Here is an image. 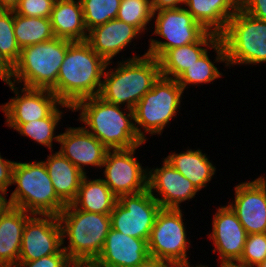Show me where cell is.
<instances>
[{"label":"cell","mask_w":266,"mask_h":267,"mask_svg":"<svg viewBox=\"0 0 266 267\" xmlns=\"http://www.w3.org/2000/svg\"><path fill=\"white\" fill-rule=\"evenodd\" d=\"M110 65L86 42H73L67 49L50 89L62 103L72 107L84 98L98 96L104 71Z\"/></svg>","instance_id":"6da1fadb"},{"label":"cell","mask_w":266,"mask_h":267,"mask_svg":"<svg viewBox=\"0 0 266 267\" xmlns=\"http://www.w3.org/2000/svg\"><path fill=\"white\" fill-rule=\"evenodd\" d=\"M120 108L93 96L79 100L72 111H81L79 119L89 127L84 128L107 149L140 147L144 142L136 132L135 123H132L133 109H128L126 114Z\"/></svg>","instance_id":"7a4b0ae2"},{"label":"cell","mask_w":266,"mask_h":267,"mask_svg":"<svg viewBox=\"0 0 266 267\" xmlns=\"http://www.w3.org/2000/svg\"><path fill=\"white\" fill-rule=\"evenodd\" d=\"M160 76L158 59L146 53L134 56L120 62L115 70L104 72L98 96L110 104L126 103L127 110L134 109Z\"/></svg>","instance_id":"3957f363"},{"label":"cell","mask_w":266,"mask_h":267,"mask_svg":"<svg viewBox=\"0 0 266 267\" xmlns=\"http://www.w3.org/2000/svg\"><path fill=\"white\" fill-rule=\"evenodd\" d=\"M62 244L66 236L69 245L62 247L72 262H94L100 255L111 228L110 214L86 212L66 204L57 216Z\"/></svg>","instance_id":"277c9868"},{"label":"cell","mask_w":266,"mask_h":267,"mask_svg":"<svg viewBox=\"0 0 266 267\" xmlns=\"http://www.w3.org/2000/svg\"><path fill=\"white\" fill-rule=\"evenodd\" d=\"M17 184L8 200L9 205L36 215H56L66 204L55 193L43 161L16 162L12 184Z\"/></svg>","instance_id":"5b68a950"},{"label":"cell","mask_w":266,"mask_h":267,"mask_svg":"<svg viewBox=\"0 0 266 267\" xmlns=\"http://www.w3.org/2000/svg\"><path fill=\"white\" fill-rule=\"evenodd\" d=\"M73 42L54 39L22 48L18 61L13 65V81L23 87L51 89L57 82L58 72L68 47Z\"/></svg>","instance_id":"8992f818"},{"label":"cell","mask_w":266,"mask_h":267,"mask_svg":"<svg viewBox=\"0 0 266 267\" xmlns=\"http://www.w3.org/2000/svg\"><path fill=\"white\" fill-rule=\"evenodd\" d=\"M226 50V65L266 62V21L241 8L228 20L220 35Z\"/></svg>","instance_id":"52a82bcc"},{"label":"cell","mask_w":266,"mask_h":267,"mask_svg":"<svg viewBox=\"0 0 266 267\" xmlns=\"http://www.w3.org/2000/svg\"><path fill=\"white\" fill-rule=\"evenodd\" d=\"M182 87L176 79L160 76L136 104L134 111L135 129L140 139L145 143V134H161L164 127L177 115L181 104ZM143 127L144 132L139 128Z\"/></svg>","instance_id":"ba28073f"},{"label":"cell","mask_w":266,"mask_h":267,"mask_svg":"<svg viewBox=\"0 0 266 267\" xmlns=\"http://www.w3.org/2000/svg\"><path fill=\"white\" fill-rule=\"evenodd\" d=\"M182 218L183 214L180 208H161L159 210L147 242L150 257L165 260L173 267H190L186 255L190 243H187Z\"/></svg>","instance_id":"9c48e42d"},{"label":"cell","mask_w":266,"mask_h":267,"mask_svg":"<svg viewBox=\"0 0 266 267\" xmlns=\"http://www.w3.org/2000/svg\"><path fill=\"white\" fill-rule=\"evenodd\" d=\"M161 206L148 189L122 195L110 213L111 228L125 235L148 242L156 215Z\"/></svg>","instance_id":"30bf717a"},{"label":"cell","mask_w":266,"mask_h":267,"mask_svg":"<svg viewBox=\"0 0 266 267\" xmlns=\"http://www.w3.org/2000/svg\"><path fill=\"white\" fill-rule=\"evenodd\" d=\"M155 20V35L167 41L150 40L146 54L160 59L169 49L197 42L207 31L194 19L186 8L162 9Z\"/></svg>","instance_id":"8fae6325"},{"label":"cell","mask_w":266,"mask_h":267,"mask_svg":"<svg viewBox=\"0 0 266 267\" xmlns=\"http://www.w3.org/2000/svg\"><path fill=\"white\" fill-rule=\"evenodd\" d=\"M136 148L108 149L105 155L102 167L106 178L102 180L117 198L147 189L148 170L133 156Z\"/></svg>","instance_id":"7c38bea8"},{"label":"cell","mask_w":266,"mask_h":267,"mask_svg":"<svg viewBox=\"0 0 266 267\" xmlns=\"http://www.w3.org/2000/svg\"><path fill=\"white\" fill-rule=\"evenodd\" d=\"M43 217V218H42ZM63 246L61 226L56 215L31 216L24 226L18 262L37 260L58 253Z\"/></svg>","instance_id":"4fadbf2b"},{"label":"cell","mask_w":266,"mask_h":267,"mask_svg":"<svg viewBox=\"0 0 266 267\" xmlns=\"http://www.w3.org/2000/svg\"><path fill=\"white\" fill-rule=\"evenodd\" d=\"M14 85L11 83L8 86L17 96L1 106L7 123H27L32 120H40L47 117L57 105L72 110L71 105L62 103L50 89L23 87L22 95H20L18 87Z\"/></svg>","instance_id":"5bb4252c"},{"label":"cell","mask_w":266,"mask_h":267,"mask_svg":"<svg viewBox=\"0 0 266 267\" xmlns=\"http://www.w3.org/2000/svg\"><path fill=\"white\" fill-rule=\"evenodd\" d=\"M234 205L229 207L249 234L266 233V179L262 176L235 187Z\"/></svg>","instance_id":"9a60e30c"},{"label":"cell","mask_w":266,"mask_h":267,"mask_svg":"<svg viewBox=\"0 0 266 267\" xmlns=\"http://www.w3.org/2000/svg\"><path fill=\"white\" fill-rule=\"evenodd\" d=\"M147 172V189L159 202L161 208L179 209L181 202L194 198L199 191L189 179L165 159L161 168ZM153 189L158 192L160 198L154 195Z\"/></svg>","instance_id":"2e32d148"},{"label":"cell","mask_w":266,"mask_h":267,"mask_svg":"<svg viewBox=\"0 0 266 267\" xmlns=\"http://www.w3.org/2000/svg\"><path fill=\"white\" fill-rule=\"evenodd\" d=\"M206 46L216 51L217 62H227L226 50L220 36L207 31L197 42L169 49L159 59L161 76L177 79L208 50Z\"/></svg>","instance_id":"e0dca14e"},{"label":"cell","mask_w":266,"mask_h":267,"mask_svg":"<svg viewBox=\"0 0 266 267\" xmlns=\"http://www.w3.org/2000/svg\"><path fill=\"white\" fill-rule=\"evenodd\" d=\"M213 230L210 236L221 262L239 261L248 233L238 220L236 214L227 205L219 207L213 218Z\"/></svg>","instance_id":"ac0fdd59"},{"label":"cell","mask_w":266,"mask_h":267,"mask_svg":"<svg viewBox=\"0 0 266 267\" xmlns=\"http://www.w3.org/2000/svg\"><path fill=\"white\" fill-rule=\"evenodd\" d=\"M148 257L146 240L110 228L103 249L94 263L98 267H136Z\"/></svg>","instance_id":"d6986e66"},{"label":"cell","mask_w":266,"mask_h":267,"mask_svg":"<svg viewBox=\"0 0 266 267\" xmlns=\"http://www.w3.org/2000/svg\"><path fill=\"white\" fill-rule=\"evenodd\" d=\"M59 135V152L84 175V166L102 167L108 149L84 127H70Z\"/></svg>","instance_id":"ffe728a7"},{"label":"cell","mask_w":266,"mask_h":267,"mask_svg":"<svg viewBox=\"0 0 266 267\" xmlns=\"http://www.w3.org/2000/svg\"><path fill=\"white\" fill-rule=\"evenodd\" d=\"M139 33L141 34L136 27L118 19H111L105 24L90 29L86 42L99 56L110 62Z\"/></svg>","instance_id":"44dd1931"},{"label":"cell","mask_w":266,"mask_h":267,"mask_svg":"<svg viewBox=\"0 0 266 267\" xmlns=\"http://www.w3.org/2000/svg\"><path fill=\"white\" fill-rule=\"evenodd\" d=\"M31 215L11 205L0 213V267H17L24 226Z\"/></svg>","instance_id":"7402d4cb"},{"label":"cell","mask_w":266,"mask_h":267,"mask_svg":"<svg viewBox=\"0 0 266 267\" xmlns=\"http://www.w3.org/2000/svg\"><path fill=\"white\" fill-rule=\"evenodd\" d=\"M188 12L208 32L220 36L239 10L240 0H186Z\"/></svg>","instance_id":"603a6c76"},{"label":"cell","mask_w":266,"mask_h":267,"mask_svg":"<svg viewBox=\"0 0 266 267\" xmlns=\"http://www.w3.org/2000/svg\"><path fill=\"white\" fill-rule=\"evenodd\" d=\"M50 20L55 37L72 42L86 41L88 31L80 0H55Z\"/></svg>","instance_id":"cb8c5ba5"},{"label":"cell","mask_w":266,"mask_h":267,"mask_svg":"<svg viewBox=\"0 0 266 267\" xmlns=\"http://www.w3.org/2000/svg\"><path fill=\"white\" fill-rule=\"evenodd\" d=\"M55 193L65 203L76 198L84 174L59 151L43 161Z\"/></svg>","instance_id":"d4e9b609"},{"label":"cell","mask_w":266,"mask_h":267,"mask_svg":"<svg viewBox=\"0 0 266 267\" xmlns=\"http://www.w3.org/2000/svg\"><path fill=\"white\" fill-rule=\"evenodd\" d=\"M118 198L102 179L89 181L84 175L76 198L71 205L79 210L98 214H110Z\"/></svg>","instance_id":"484cf974"},{"label":"cell","mask_w":266,"mask_h":267,"mask_svg":"<svg viewBox=\"0 0 266 267\" xmlns=\"http://www.w3.org/2000/svg\"><path fill=\"white\" fill-rule=\"evenodd\" d=\"M165 160L189 179L199 191L206 187L216 171V168L201 150L173 153L168 155Z\"/></svg>","instance_id":"4316f807"},{"label":"cell","mask_w":266,"mask_h":267,"mask_svg":"<svg viewBox=\"0 0 266 267\" xmlns=\"http://www.w3.org/2000/svg\"><path fill=\"white\" fill-rule=\"evenodd\" d=\"M14 35L20 49L55 38L50 18L26 17L15 12Z\"/></svg>","instance_id":"83f0119b"},{"label":"cell","mask_w":266,"mask_h":267,"mask_svg":"<svg viewBox=\"0 0 266 267\" xmlns=\"http://www.w3.org/2000/svg\"><path fill=\"white\" fill-rule=\"evenodd\" d=\"M62 111L55 108L47 117L40 120H32L27 123H6L8 127L14 128L21 135H25L37 143L52 149V142H59L60 135L54 136L55 128L61 119Z\"/></svg>","instance_id":"f1b7e54d"},{"label":"cell","mask_w":266,"mask_h":267,"mask_svg":"<svg viewBox=\"0 0 266 267\" xmlns=\"http://www.w3.org/2000/svg\"><path fill=\"white\" fill-rule=\"evenodd\" d=\"M87 31L116 19L121 0H80Z\"/></svg>","instance_id":"f546056e"},{"label":"cell","mask_w":266,"mask_h":267,"mask_svg":"<svg viewBox=\"0 0 266 267\" xmlns=\"http://www.w3.org/2000/svg\"><path fill=\"white\" fill-rule=\"evenodd\" d=\"M116 19L143 32L153 19L151 0H121Z\"/></svg>","instance_id":"4dcf8cb0"},{"label":"cell","mask_w":266,"mask_h":267,"mask_svg":"<svg viewBox=\"0 0 266 267\" xmlns=\"http://www.w3.org/2000/svg\"><path fill=\"white\" fill-rule=\"evenodd\" d=\"M221 75L218 68L210 61L208 51H206L194 64L187 68L176 81L184 91L188 84L210 83L220 78Z\"/></svg>","instance_id":"1f68e13d"},{"label":"cell","mask_w":266,"mask_h":267,"mask_svg":"<svg viewBox=\"0 0 266 267\" xmlns=\"http://www.w3.org/2000/svg\"><path fill=\"white\" fill-rule=\"evenodd\" d=\"M20 51L14 35V10H0V53L14 65Z\"/></svg>","instance_id":"d6a6232c"},{"label":"cell","mask_w":266,"mask_h":267,"mask_svg":"<svg viewBox=\"0 0 266 267\" xmlns=\"http://www.w3.org/2000/svg\"><path fill=\"white\" fill-rule=\"evenodd\" d=\"M266 259V233L249 234L245 241L241 264L256 267Z\"/></svg>","instance_id":"836d02e7"},{"label":"cell","mask_w":266,"mask_h":267,"mask_svg":"<svg viewBox=\"0 0 266 267\" xmlns=\"http://www.w3.org/2000/svg\"><path fill=\"white\" fill-rule=\"evenodd\" d=\"M54 3L55 0H20L14 12L26 17L50 18Z\"/></svg>","instance_id":"e575fe53"},{"label":"cell","mask_w":266,"mask_h":267,"mask_svg":"<svg viewBox=\"0 0 266 267\" xmlns=\"http://www.w3.org/2000/svg\"><path fill=\"white\" fill-rule=\"evenodd\" d=\"M71 262L67 253L62 248L56 254L43 256L33 261L18 262L17 267H68Z\"/></svg>","instance_id":"d590c367"},{"label":"cell","mask_w":266,"mask_h":267,"mask_svg":"<svg viewBox=\"0 0 266 267\" xmlns=\"http://www.w3.org/2000/svg\"><path fill=\"white\" fill-rule=\"evenodd\" d=\"M240 8L249 15L266 21V0H240Z\"/></svg>","instance_id":"8d00e7d4"},{"label":"cell","mask_w":266,"mask_h":267,"mask_svg":"<svg viewBox=\"0 0 266 267\" xmlns=\"http://www.w3.org/2000/svg\"><path fill=\"white\" fill-rule=\"evenodd\" d=\"M14 161H8L0 155V189L7 192L8 186L12 185Z\"/></svg>","instance_id":"74e56055"},{"label":"cell","mask_w":266,"mask_h":267,"mask_svg":"<svg viewBox=\"0 0 266 267\" xmlns=\"http://www.w3.org/2000/svg\"><path fill=\"white\" fill-rule=\"evenodd\" d=\"M0 79L6 84L13 80V65L0 53Z\"/></svg>","instance_id":"f35d334b"},{"label":"cell","mask_w":266,"mask_h":267,"mask_svg":"<svg viewBox=\"0 0 266 267\" xmlns=\"http://www.w3.org/2000/svg\"><path fill=\"white\" fill-rule=\"evenodd\" d=\"M186 0H151V6L154 11H159L162 9H174L180 8L179 4L185 5Z\"/></svg>","instance_id":"ab89813d"},{"label":"cell","mask_w":266,"mask_h":267,"mask_svg":"<svg viewBox=\"0 0 266 267\" xmlns=\"http://www.w3.org/2000/svg\"><path fill=\"white\" fill-rule=\"evenodd\" d=\"M136 267H173V266L165 260L149 256L143 263H140Z\"/></svg>","instance_id":"60d3db41"},{"label":"cell","mask_w":266,"mask_h":267,"mask_svg":"<svg viewBox=\"0 0 266 267\" xmlns=\"http://www.w3.org/2000/svg\"><path fill=\"white\" fill-rule=\"evenodd\" d=\"M20 0H0V10H14Z\"/></svg>","instance_id":"b9f144b4"},{"label":"cell","mask_w":266,"mask_h":267,"mask_svg":"<svg viewBox=\"0 0 266 267\" xmlns=\"http://www.w3.org/2000/svg\"><path fill=\"white\" fill-rule=\"evenodd\" d=\"M6 194L5 191L0 189V213L9 205L7 199L4 197Z\"/></svg>","instance_id":"7bdbcfd3"},{"label":"cell","mask_w":266,"mask_h":267,"mask_svg":"<svg viewBox=\"0 0 266 267\" xmlns=\"http://www.w3.org/2000/svg\"><path fill=\"white\" fill-rule=\"evenodd\" d=\"M68 267H98L94 262H71Z\"/></svg>","instance_id":"ee69618b"},{"label":"cell","mask_w":266,"mask_h":267,"mask_svg":"<svg viewBox=\"0 0 266 267\" xmlns=\"http://www.w3.org/2000/svg\"><path fill=\"white\" fill-rule=\"evenodd\" d=\"M220 267H248L245 264H241L238 261L221 262Z\"/></svg>","instance_id":"f6af8a7d"},{"label":"cell","mask_w":266,"mask_h":267,"mask_svg":"<svg viewBox=\"0 0 266 267\" xmlns=\"http://www.w3.org/2000/svg\"><path fill=\"white\" fill-rule=\"evenodd\" d=\"M256 267H266V259Z\"/></svg>","instance_id":"bcb514c9"}]
</instances>
